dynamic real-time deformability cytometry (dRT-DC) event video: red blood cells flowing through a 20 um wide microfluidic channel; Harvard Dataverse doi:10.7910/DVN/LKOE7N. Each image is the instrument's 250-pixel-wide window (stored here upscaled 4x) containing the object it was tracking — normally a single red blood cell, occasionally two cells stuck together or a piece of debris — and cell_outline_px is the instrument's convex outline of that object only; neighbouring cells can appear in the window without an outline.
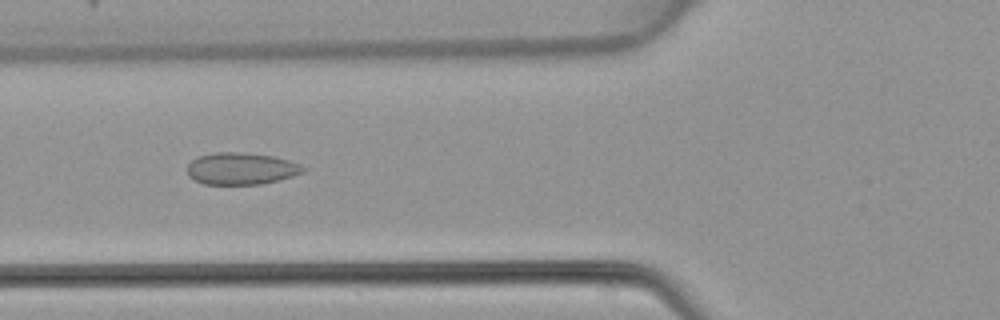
{"species": "common noctule bat (a hibernating species)", "species_latin": "Nyctalus noctula", "temperature_condition": "warm", "stored_images_in_passage": 47, "camera_frame_rate_fps": 3000, "um_per_image_px": 0.085, "animal": {"sex": "female", "body_mass_g": 22.7, "forearm_length_mm": 54.2}, "frame": {"image": 1, "passage_image": 18, "time_ms": 5.667, "image_size_px": [1000, 320], "cell_outline_px": [[308, 168], [304, 172], [292, 176], [260, 184], [204, 184], [188, 176], [188, 164], [196, 156], [212, 152], [244, 152], [272, 156], [288, 160], [300, 164]], "centroid_in_image_um": [20.49, 14.31], "position_along_channel_um": 105.3, "area_um2": 21.62}}
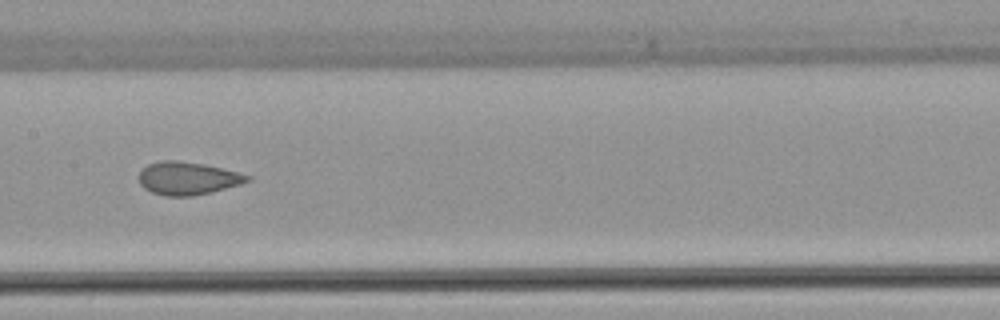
{"frame": {"image": 2, "passage_image": 24, "time_ms": 7.667, "image_size_px": [1000, 320], "cell_outline_px": [[252, 180], [240, 184], [192, 196], [164, 196], [152, 192], [144, 188], [140, 184], [140, 172], [148, 164], [160, 160], [180, 160], [204, 164], [252, 176]], "centroid_in_image_um": [15.93, 15.15], "position_along_channel_um": 191.5, "area_um2": 20.58}}
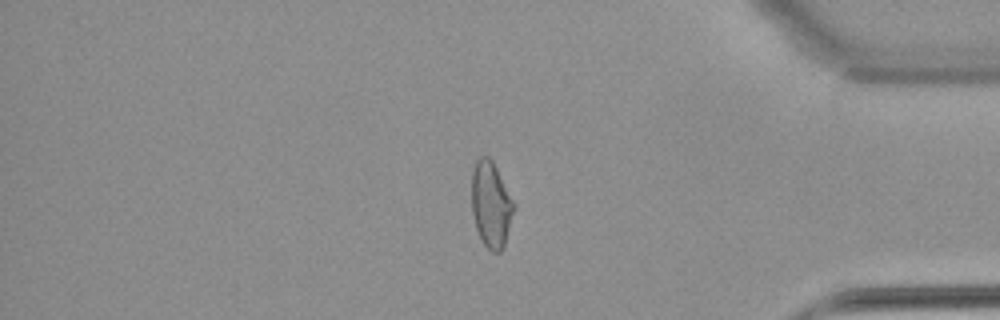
{"frame": {"image": 3, "passage_image": 40, "time_ms": 13.0, "image_size_px": [1000, 320], "cell_outline_px": [[516, 204], [504, 244], [500, 252], [492, 252], [480, 240], [476, 228], [472, 212], [472, 168], [476, 160], [480, 156], [488, 156], [492, 160]], "centroid_in_image_um": [41.73, 17.36], "position_along_channel_um": 393.5, "area_um2": 21.15}}